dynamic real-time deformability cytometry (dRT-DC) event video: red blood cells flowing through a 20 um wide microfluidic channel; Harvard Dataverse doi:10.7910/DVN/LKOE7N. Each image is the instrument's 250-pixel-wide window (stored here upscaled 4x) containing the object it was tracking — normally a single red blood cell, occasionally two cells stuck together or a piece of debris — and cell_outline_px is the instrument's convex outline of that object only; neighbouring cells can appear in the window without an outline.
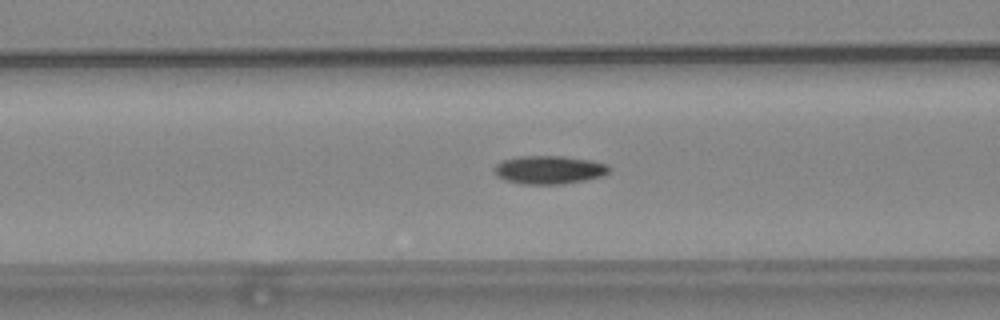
{"species": "common noctule bat (a hibernating species)", "species_latin": "Nyctalus noctula", "temperature_condition": "warm", "stored_images_in_passage": 48, "camera_frame_rate_fps": 3000, "um_per_image_px": 0.085, "animal": {"sex": "female", "body_mass_g": 24.6, "forearm_length_mm": 56.2}, "frame": {"image": 1, "passage_image": 15, "time_ms": 4.667, "image_size_px": [1000, 320], "cell_outline_px": [[612, 168], [608, 172], [600, 176], [584, 180], [560, 184], [524, 184], [504, 180], [496, 176], [492, 168], [500, 160], [520, 156], [564, 156], [592, 160], [608, 164]], "centroid_in_image_um": [46.64, 14.42], "position_along_channel_um": 120.0, "area_um2": 19.13}}
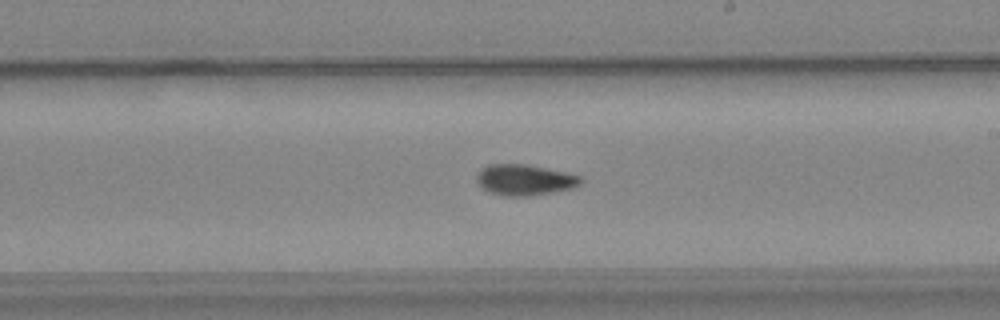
{"frame": {"image": 2, "passage_image": 25, "time_ms": 8.0, "image_size_px": [1000, 320], "cell_outline_px": [[584, 180], [580, 184], [572, 188], [528, 196], [504, 196], [488, 192], [476, 184], [476, 172], [480, 168], [488, 164], [528, 164], [564, 172], [580, 176]], "centroid_in_image_um": [44.52, 15.28], "position_along_channel_um": 244.5, "area_um2": 18.9}}
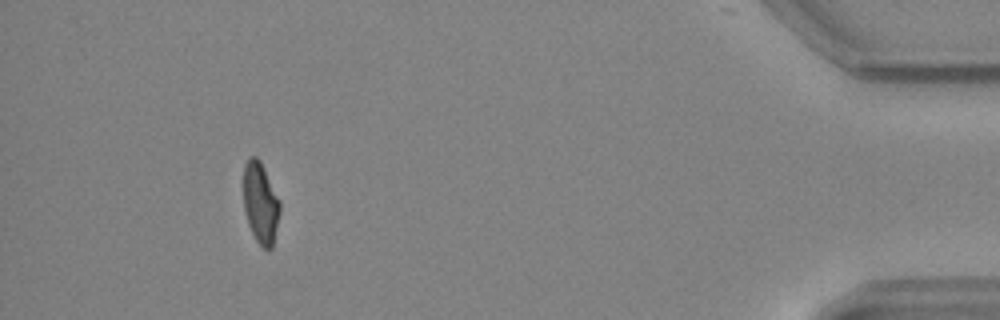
{"frame": {"image": 3, "passage_image": 44, "time_ms": 14.333, "image_size_px": [1000, 320], "cell_outline_px": [[280, 212], [272, 248], [268, 252], [256, 240], [248, 224], [244, 212], [244, 164], [248, 156], [256, 156], [260, 160], [280, 200]], "centroid_in_image_um": [22.14, 17.24], "position_along_channel_um": 413.1, "area_um2": 17.34}, "authors_computed_cell_mechanics": {"area_um2": 18.0914, "velocity_mm_per_s": 3.738, "shape_relaxation_time_tau1_ms": null, "shape_relaxation_time_tau2_ms": 8.3362, "deformation_change_tau1": null, "deformation_change_tau2": 0.1348}}